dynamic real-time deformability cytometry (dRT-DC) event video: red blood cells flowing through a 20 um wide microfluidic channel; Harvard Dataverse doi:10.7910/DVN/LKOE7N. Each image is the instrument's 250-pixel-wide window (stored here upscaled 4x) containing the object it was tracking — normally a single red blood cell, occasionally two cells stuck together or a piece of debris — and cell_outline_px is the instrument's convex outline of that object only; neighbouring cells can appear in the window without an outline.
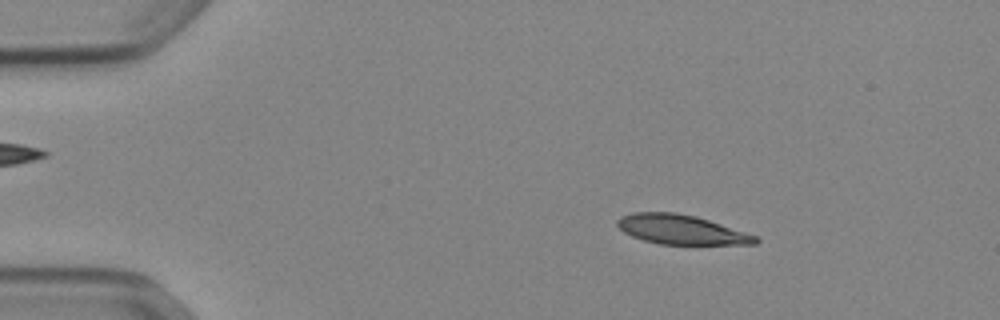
{"species": "Egyptian fruit bat (a non-hibernating species)", "species_latin": "Rousettus aegyptiacus", "temperature_condition": "cold", "stored_images_in_passage": 52, "camera_frame_rate_fps": 3000, "um_per_image_px": 0.085, "animal": {"sex": "female"}, "frame": {"image": 1, "passage_image": 8, "time_ms": 2.333, "image_size_px": [1000, 320], "cell_outline_px": [[760, 240], [756, 244], [660, 244], [644, 240], [632, 236], [624, 232], [616, 224], [616, 220], [620, 216], [632, 212], [676, 212], [696, 216], [756, 236]], "centroid_in_image_um": [57.85, 19.5], "position_along_channel_um": 27.2, "area_um2": 23.52}}
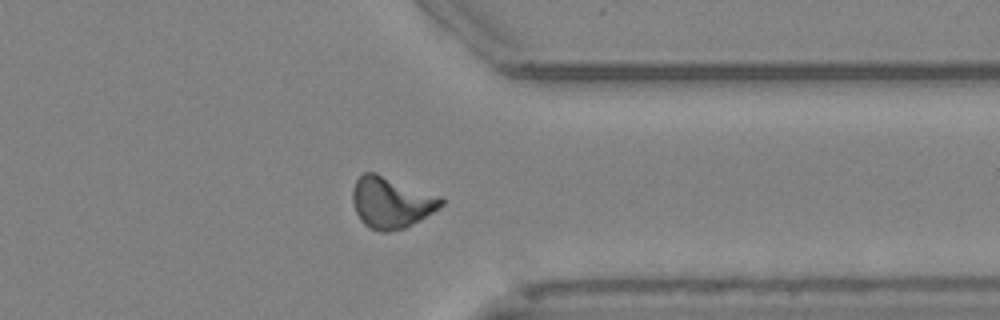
{"frame": {"image": 2, "passage_image": 41, "time_ms": 13.333, "image_size_px": [1000, 320], "cell_outline_px": [[444, 204], [420, 220], [404, 228], [388, 232], [380, 232], [368, 228], [360, 220], [356, 212], [352, 200], [352, 188], [356, 180], [364, 172], [376, 172], [440, 196], [444, 200]], "centroid_in_image_um": [33.22, 17.21], "position_along_channel_um": 378.2, "area_um2": 26.53}}
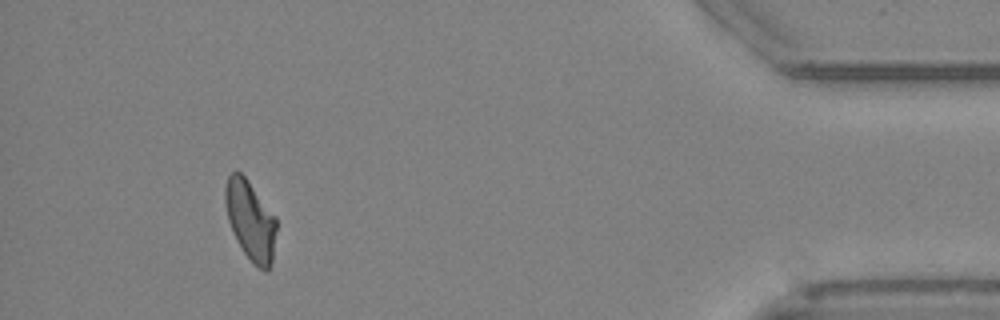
{"frame": {"image": 3, "passage_image": 48, "time_ms": 15.667, "image_size_px": [1000, 320], "cell_outline_px": [[276, 228], [272, 260], [268, 268], [264, 272], [244, 252], [228, 220], [224, 200], [224, 188], [228, 176], [236, 168], [248, 180], [276, 216]], "centroid_in_image_um": [21.28, 18.65], "position_along_channel_um": 413.9, "area_um2": 23.35}, "authors_computed_cell_mechanics": {"area_um2": 24.7673, "velocity_mm_per_s": 3.8772, "shape_relaxation_time_tau1_ms": 6.9165, "shape_relaxation_time_tau2_ms": 7.727, "deformation_change_tau1": 0.1828, "deformation_change_tau2": 0.1631}}